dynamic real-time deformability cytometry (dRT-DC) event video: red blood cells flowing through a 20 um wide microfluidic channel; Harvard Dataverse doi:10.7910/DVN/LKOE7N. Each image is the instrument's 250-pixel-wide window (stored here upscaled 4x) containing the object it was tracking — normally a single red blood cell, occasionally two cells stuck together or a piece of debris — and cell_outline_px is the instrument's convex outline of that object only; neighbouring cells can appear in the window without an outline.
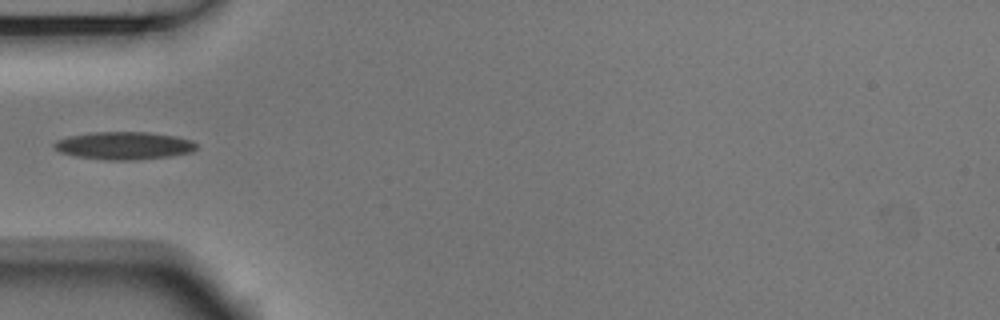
{"species": "Egyptian fruit bat (a non-hibernating species)", "species_latin": "Rousettus aegyptiacus", "temperature_condition": "room temperature", "stored_images_in_passage": 5, "camera_frame_rate_fps": 3000, "um_per_image_px": 0.085, "animal": {"sex": "male"}, "frame": {"image": 1, "passage_image": 5, "time_ms": 1.333, "image_size_px": [1000, 320], "cell_outline_px": [[196, 148], [192, 152], [168, 156], [132, 160], [104, 160], [76, 156], [60, 152], [52, 144], [56, 140], [68, 136], [92, 132], [148, 132], [176, 136], [192, 140], [196, 144]], "centroid_in_image_um": [10.52, 12.37], "position_along_channel_um": 74.5, "area_um2": 22.95}}